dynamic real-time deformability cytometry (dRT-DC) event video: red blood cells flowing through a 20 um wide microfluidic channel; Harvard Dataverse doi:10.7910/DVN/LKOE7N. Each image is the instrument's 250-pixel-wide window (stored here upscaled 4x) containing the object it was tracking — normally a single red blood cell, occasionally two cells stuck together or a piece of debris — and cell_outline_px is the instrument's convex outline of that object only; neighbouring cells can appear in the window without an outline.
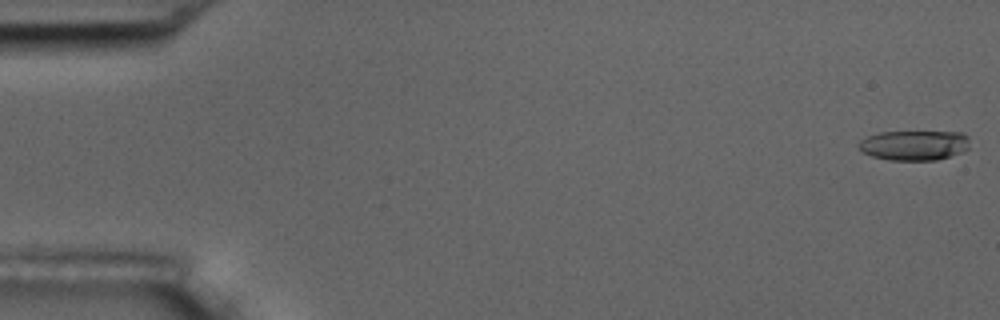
{"species": "common noctule bat (a hibernating species)", "species_latin": "Nyctalus noctula", "temperature_condition": "room temperature", "stored_images_in_passage": 58, "camera_frame_rate_fps": 3000, "um_per_image_px": 0.085, "animal": {"sex": "male", "body_mass_g": 17.5, "forearm_length_mm": 52.3}, "frame": {"image": 1, "passage_image": 1, "time_ms": 0.0, "image_size_px": [1000, 320], "cell_outline_px": [[968, 148], [964, 152], [936, 160], [888, 160], [872, 156], [860, 152], [860, 140], [868, 136], [880, 132], [964, 132], [968, 136]], "centroid_in_image_um": [77.72, 12.35], "position_along_channel_um": 7.3, "area_um2": 19.42}}
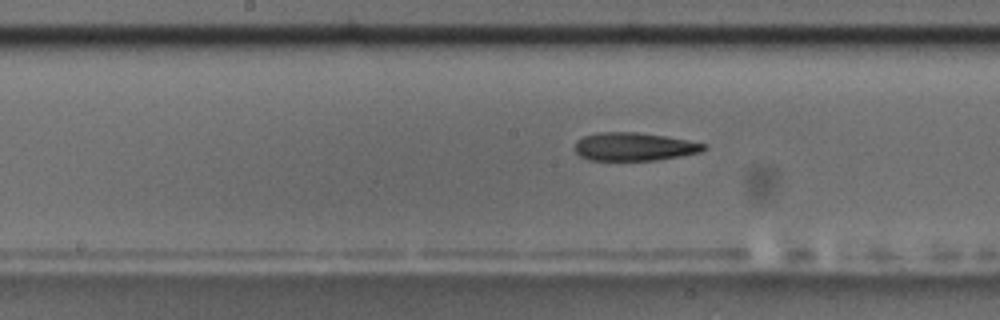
{"frame": {"image": 2, "passage_image": 29, "time_ms": 9.333, "image_size_px": [1000, 320], "cell_outline_px": [[708, 148], [700, 152], [680, 156], [656, 160], [588, 160], [580, 156], [572, 148], [576, 140], [584, 136], [596, 132], [636, 132], [664, 136], [688, 140], [708, 144]], "centroid_in_image_um": [53.87, 12.46], "position_along_channel_um": 194.3, "area_um2": 21.39}}
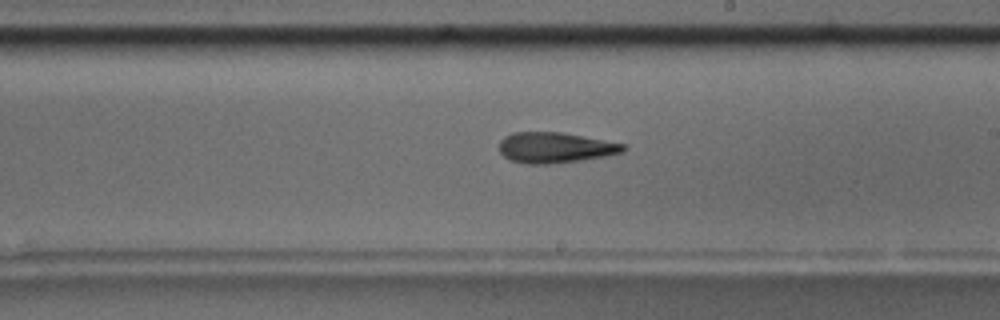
{"frame": {"image": 3, "passage_image": 33, "time_ms": 10.667, "image_size_px": [1000, 320], "cell_outline_px": [[628, 148], [624, 152], [604, 156], [580, 160], [548, 164], [528, 164], [512, 160], [504, 156], [500, 152], [500, 140], [504, 136], [512, 132], [560, 132], [624, 144]], "centroid_in_image_um": [47.17, 12.54], "position_along_channel_um": 241.8, "area_um2": 21.91}, "authors_computed_cell_mechanics": {"area_um2": 21.4727, "velocity_mm_per_s": 3.581, "shape_relaxation_time_tau1_ms": 9.4613, "shape_relaxation_time_tau2_ms": 4.5381, "deformation_change_tau1": 0.2587, "deformation_change_tau2": 0.1744}}